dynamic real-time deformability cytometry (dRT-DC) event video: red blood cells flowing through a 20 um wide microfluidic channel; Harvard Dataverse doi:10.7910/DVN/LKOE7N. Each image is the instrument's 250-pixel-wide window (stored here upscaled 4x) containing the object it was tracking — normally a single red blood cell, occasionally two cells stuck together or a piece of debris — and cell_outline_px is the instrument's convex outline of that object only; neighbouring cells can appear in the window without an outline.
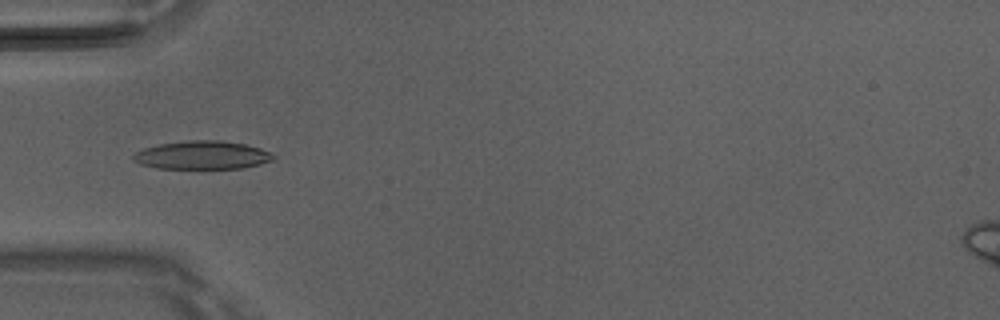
{"species": "Egyptian fruit bat (a non-hibernating species)", "species_latin": "Rousettus aegyptiacus", "temperature_condition": "room temperature", "stored_images_in_passage": 5, "camera_frame_rate_fps": 3000, "um_per_image_px": 0.085, "animal": {"sex": "male"}, "frame": {"image": 1, "passage_image": 4, "time_ms": 1.0, "image_size_px": [1000, 320], "cell_outline_px": [[276, 156], [272, 160], [260, 164], [244, 168], [156, 168], [140, 164], [132, 160], [132, 156], [136, 152], [144, 148], [160, 144], [188, 140], [220, 140], [244, 144], [260, 148]], "centroid_in_image_um": [17.17, 13.18], "position_along_channel_um": 67.8, "area_um2": 23.0}}